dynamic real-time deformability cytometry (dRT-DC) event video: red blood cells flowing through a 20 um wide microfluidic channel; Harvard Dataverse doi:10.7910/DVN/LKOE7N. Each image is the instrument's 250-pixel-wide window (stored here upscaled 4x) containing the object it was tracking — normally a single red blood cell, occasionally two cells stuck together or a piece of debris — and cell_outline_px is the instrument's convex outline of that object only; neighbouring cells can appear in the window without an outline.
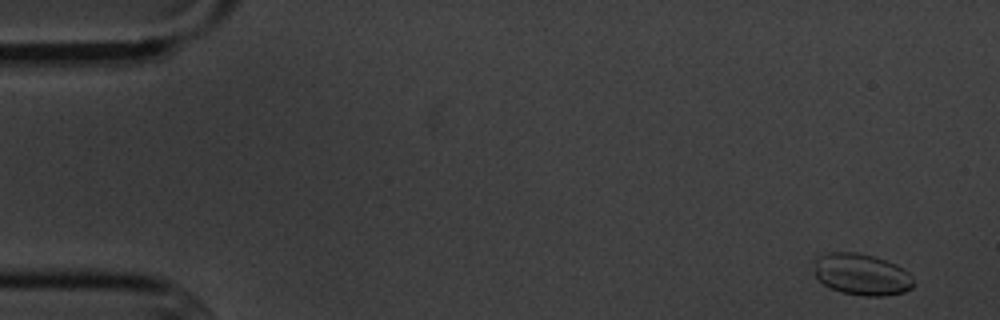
{"species": "common noctule bat (a hibernating species)", "species_latin": "Nyctalus noctula", "temperature_condition": "cold", "stored_images_in_passage": 4, "camera_frame_rate_fps": 3000, "um_per_image_px": 0.085, "animal": {"sex": "male", "body_mass_g": 20.1, "forearm_length_mm": 53.5}, "frame": {"image": 1, "passage_image": 1, "time_ms": 0.0, "image_size_px": [1000, 320], "cell_outline_px": [[912, 288], [904, 292], [884, 296], [864, 296], [840, 292], [824, 284], [816, 276], [816, 256], [828, 252], [856, 252], [872, 256], [896, 264], [904, 268], [912, 276]], "centroid_in_image_um": [73.26, 23.33], "position_along_channel_um": 11.7, "area_um2": 23.93}}
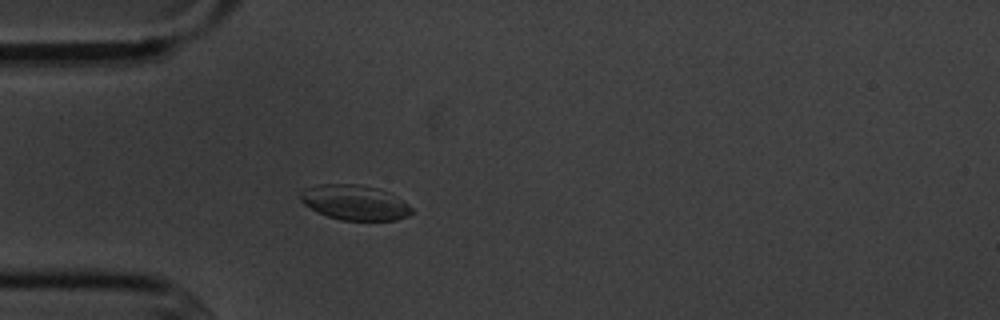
{"frame": {"image": 2, "passage_image": 4, "time_ms": 4.333, "image_size_px": [1000, 320], "cell_outline_px": [[412, 212], [408, 216], [396, 220], [340, 220], [316, 212], [304, 204], [300, 200], [300, 192], [304, 188], [320, 184], [356, 184], [380, 188], [388, 192], [408, 204], [412, 208]], "centroid_in_image_um": [30.12, 17.21], "position_along_channel_um": 54.9, "area_um2": 22.77}}